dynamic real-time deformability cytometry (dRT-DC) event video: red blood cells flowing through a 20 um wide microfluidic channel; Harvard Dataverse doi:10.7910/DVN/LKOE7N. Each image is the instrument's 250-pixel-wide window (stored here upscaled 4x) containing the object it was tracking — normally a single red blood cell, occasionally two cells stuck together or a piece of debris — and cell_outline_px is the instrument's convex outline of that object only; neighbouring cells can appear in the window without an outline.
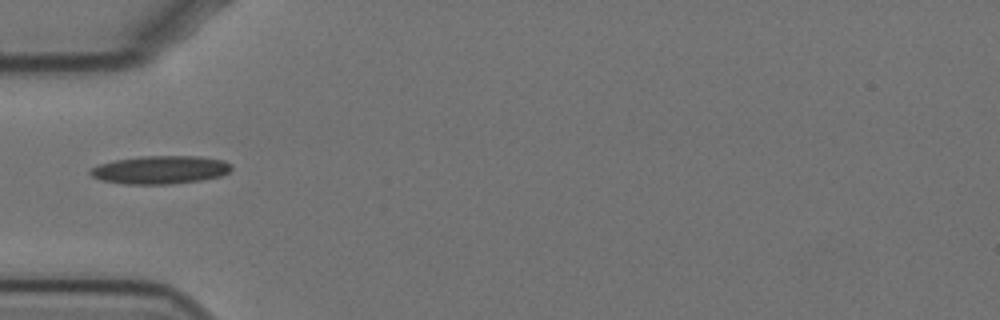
{"species": "Egyptian fruit bat (a non-hibernating species)", "species_latin": "Rousettus aegyptiacus", "temperature_condition": "cold", "stored_images_in_passage": 40, "camera_frame_rate_fps": 3000, "um_per_image_px": 0.085, "animal": {"sex": "female"}, "frame": {"image": 1, "passage_image": 1, "time_ms": 0.0, "image_size_px": [1000, 320], "cell_outline_px": [[232, 168], [228, 172], [220, 176], [200, 180], [168, 184], [124, 184], [100, 180], [92, 176], [88, 172], [92, 168], [100, 164], [116, 160], [140, 156], [200, 156], [224, 160]], "centroid_in_image_um": [13.6, 14.43], "position_along_channel_um": 71.4, "area_um2": 23.0}}
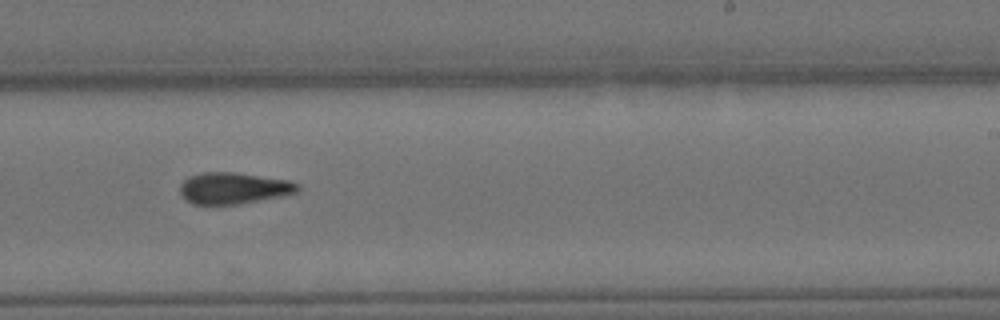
{"frame": {"image": 2, "passage_image": 18, "time_ms": 5.667, "image_size_px": [1000, 320], "cell_outline_px": [[300, 188], [296, 192], [280, 196], [236, 204], [192, 204], [180, 192], [180, 184], [188, 176], [204, 172], [236, 172], [288, 180], [296, 184]], "centroid_in_image_um": [19.82, 15.98], "position_along_channel_um": 269.2, "area_um2": 21.21}}
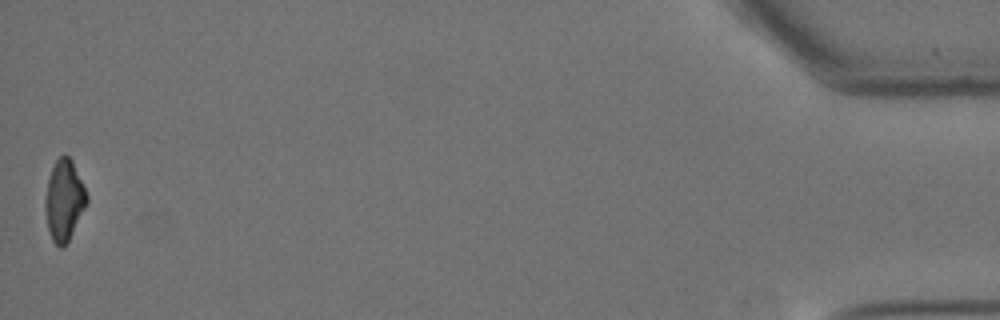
{"frame": {"image": 3, "passage_image": 40, "time_ms": 13.0, "image_size_px": [1000, 320], "cell_outline_px": [[88, 200], [64, 248], [60, 248], [52, 240], [48, 228], [44, 204], [48, 180], [52, 168], [56, 160], [60, 156], [68, 156], [72, 160], [88, 196]], "centroid_in_image_um": [5.44, 17.03], "position_along_channel_um": 429.8, "area_um2": 19.07}, "authors_computed_cell_mechanics": {"area_um2": 21.2126, "velocity_mm_per_s": 3.4853, "shape_relaxation_time_tau1_ms": null, "shape_relaxation_time_tau2_ms": 7.9789, "deformation_change_tau1": null, "deformation_change_tau2": 0.1667}}